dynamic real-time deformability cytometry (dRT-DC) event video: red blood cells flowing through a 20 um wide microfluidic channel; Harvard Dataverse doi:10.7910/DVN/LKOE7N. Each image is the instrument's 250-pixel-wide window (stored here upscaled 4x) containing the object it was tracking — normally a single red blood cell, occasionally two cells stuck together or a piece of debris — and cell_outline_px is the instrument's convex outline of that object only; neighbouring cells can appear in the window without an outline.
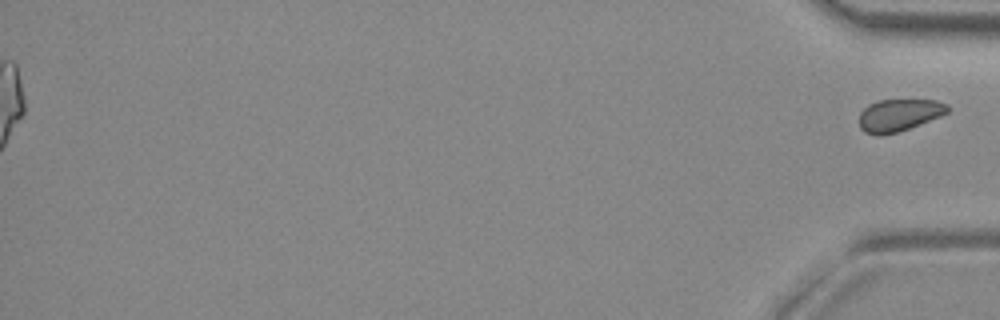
{"species": "common noctule bat (a hibernating species)", "species_latin": "Nyctalus noctula", "temperature_condition": "room temperature", "stored_images_in_passage": 53, "segment_of_instrument_passage": [2, 2], "camera_frame_rate_fps": 3000, "um_per_image_px": 0.085, "animal": {"sex": "female", "body_mass_g": 29.2, "forearm_length_mm": 56.3}, "frame": {"image": 1, "passage_image": 53, "time_ms": 17.333, "image_size_px": [1000, 320], "cell_outline_px": [[948, 112], [940, 116], [908, 128], [896, 132], [880, 136], [876, 136], [864, 132], [860, 128], [860, 112], [868, 104], [880, 100], [936, 100], [948, 104]], "centroid_in_image_um": [76.38, 9.78], "position_along_channel_um": 358.8, "area_um2": 16.47}}